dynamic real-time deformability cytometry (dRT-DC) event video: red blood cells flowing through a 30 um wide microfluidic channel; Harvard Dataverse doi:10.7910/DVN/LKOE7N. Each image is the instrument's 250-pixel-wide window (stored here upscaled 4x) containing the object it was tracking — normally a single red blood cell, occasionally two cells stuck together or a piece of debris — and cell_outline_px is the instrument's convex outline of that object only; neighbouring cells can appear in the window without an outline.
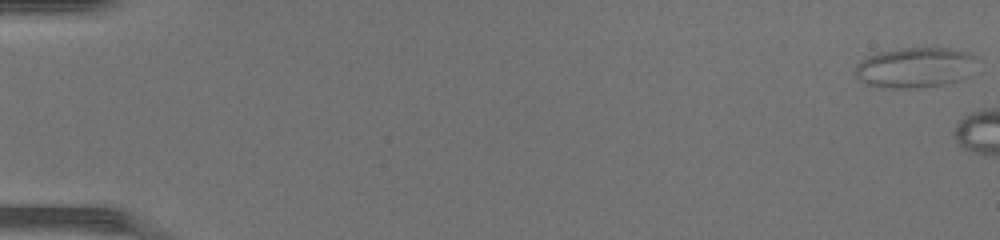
{"species": "common noctule bat (a hibernating species)", "species_latin": "Nyctalus noctula", "temperature_condition": "warm", "stored_images_in_passage": 5, "camera_frame_rate_fps": 3000, "um_per_image_px": 0.085, "animal": {"sex": "female", "body_mass_g": 17.0, "forearm_length_mm": 48.0}, "frame": {"image": 1, "passage_image": 1, "time_ms": 0.0, "image_size_px": [1000, 240], "cell_outline_px": [[976, 56], [956, 80], [948, 84], [920, 88], [880, 88], [868, 84], [860, 80], [856, 76], [856, 64], [860, 60], [868, 56], [880, 52], [904, 48], [948, 48], [968, 52]], "centroid_in_image_um": [77.63, 5.74], "position_along_channel_um": 7.4, "area_um2": 27.74}}